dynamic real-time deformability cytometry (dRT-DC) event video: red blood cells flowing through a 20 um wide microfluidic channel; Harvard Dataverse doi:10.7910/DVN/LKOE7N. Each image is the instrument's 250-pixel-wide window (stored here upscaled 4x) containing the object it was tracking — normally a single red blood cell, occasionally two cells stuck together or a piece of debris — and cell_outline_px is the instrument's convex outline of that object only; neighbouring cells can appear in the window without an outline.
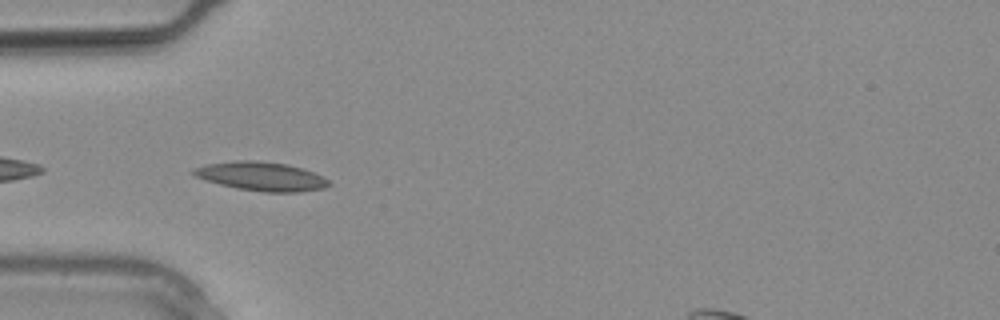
{"species": "common noctule bat (a hibernating species)", "species_latin": "Nyctalus noctula", "temperature_condition": "warm", "stored_images_in_passage": 11, "camera_frame_rate_fps": 3000, "um_per_image_px": 0.085, "animal": {"sex": "male", "body_mass_g": 20.4}, "frame": {"image": 1, "passage_image": 8, "time_ms": 2.333, "image_size_px": [1000, 320], "cell_outline_px": [[332, 184], [324, 188], [300, 192], [264, 192], [236, 188], [220, 184], [196, 176], [192, 172], [192, 168], [204, 164], [236, 160], [256, 160], [288, 164], [324, 176]], "centroid_in_image_um": [22.22, 14.98], "position_along_channel_um": 62.8, "area_um2": 22.77}}